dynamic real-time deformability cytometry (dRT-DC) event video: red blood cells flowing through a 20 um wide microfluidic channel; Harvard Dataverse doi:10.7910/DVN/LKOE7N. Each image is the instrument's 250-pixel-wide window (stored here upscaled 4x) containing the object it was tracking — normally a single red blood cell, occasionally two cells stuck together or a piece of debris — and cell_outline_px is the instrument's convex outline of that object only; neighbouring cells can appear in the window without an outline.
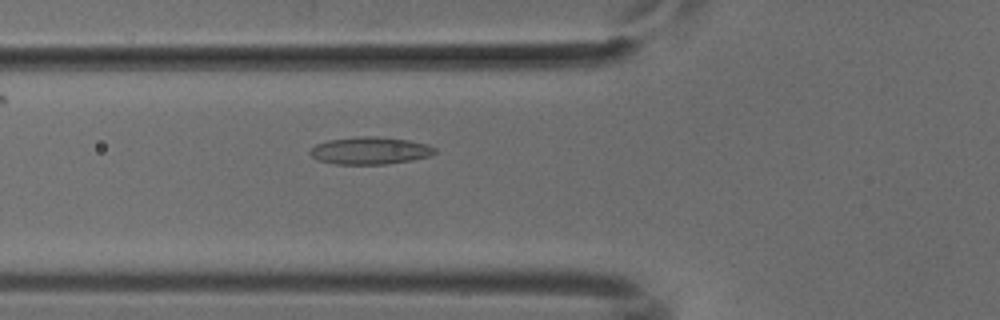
{"species": "common noctule bat (a hibernating species)", "species_latin": "Nyctalus noctula", "temperature_condition": "cold", "stored_images_in_passage": 52, "camera_frame_rate_fps": 3000, "um_per_image_px": 0.085, "animal": {"sex": "male", "body_mass_g": 18.8}, "frame": {"image": 1, "passage_image": 19, "time_ms": 6.0, "image_size_px": [1000, 320], "cell_outline_px": [[436, 152], [432, 156], [412, 160], [388, 164], [336, 164], [316, 160], [308, 152], [316, 144], [328, 140], [356, 136], [380, 136], [408, 140], [428, 144], [436, 148]], "centroid_in_image_um": [31.47, 12.8], "position_along_channel_um": 94.3, "area_um2": 20.17}}
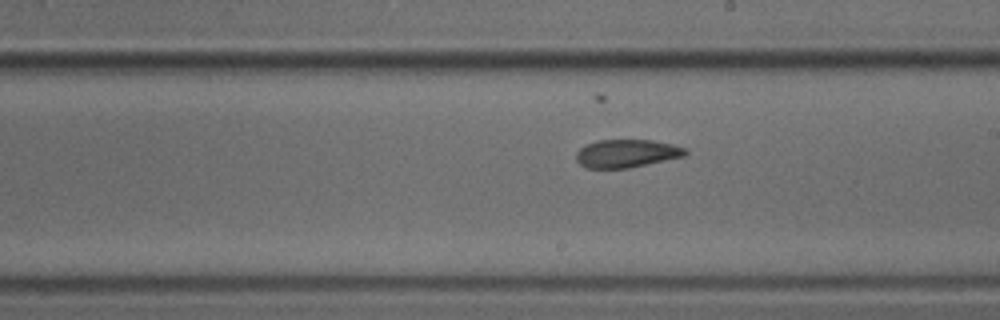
{"frame": {"image": 2, "passage_image": 30, "time_ms": 9.667, "image_size_px": [1000, 320], "cell_outline_px": [[688, 152], [684, 156], [628, 168], [584, 168], [576, 160], [576, 152], [584, 144], [596, 140], [652, 140], [672, 144], [684, 148]], "centroid_in_image_um": [53.21, 13.04], "position_along_channel_um": 235.8, "area_um2": 17.86}}
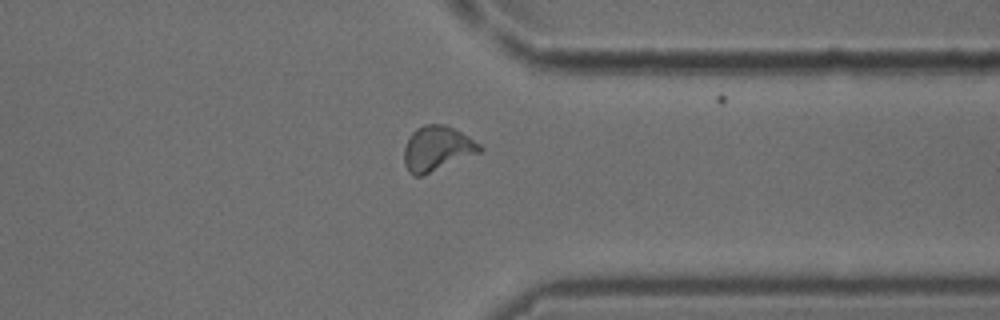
{"frame": {"image": 3, "passage_image": 41, "time_ms": 13.333, "image_size_px": [1000, 320], "cell_outline_px": [[484, 148], [480, 152], [420, 176], [412, 176], [408, 172], [404, 164], [404, 148], [412, 132], [416, 128], [424, 124], [444, 124], [468, 136], [480, 144]], "centroid_in_image_um": [37.12, 12.62], "position_along_channel_um": 374.3, "area_um2": 19.54}}